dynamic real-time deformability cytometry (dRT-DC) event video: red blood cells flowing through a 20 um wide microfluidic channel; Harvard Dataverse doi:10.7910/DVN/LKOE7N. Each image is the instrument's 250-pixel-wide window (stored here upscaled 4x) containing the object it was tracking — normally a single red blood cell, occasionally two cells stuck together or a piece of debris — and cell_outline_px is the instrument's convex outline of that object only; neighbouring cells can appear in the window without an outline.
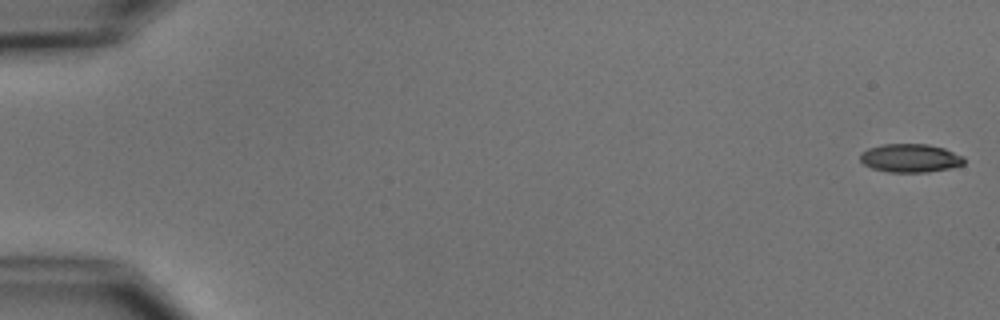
{"species": "common noctule bat (a hibernating species)", "species_latin": "Nyctalus noctula", "temperature_condition": "cold", "stored_images_in_passage": 6, "camera_frame_rate_fps": 3000, "um_per_image_px": 0.085, "animal": {"sex": "male", "body_mass_g": 15.6}, "frame": {"image": 1, "passage_image": 1, "time_ms": 0.0, "image_size_px": [1000, 320], "cell_outline_px": [[964, 164], [952, 168], [928, 172], [888, 172], [872, 168], [864, 164], [860, 160], [860, 152], [868, 148], [884, 144], [928, 144], [944, 148], [964, 156]], "centroid_in_image_um": [77.38, 13.44], "position_along_channel_um": 7.6, "area_um2": 17.34}}
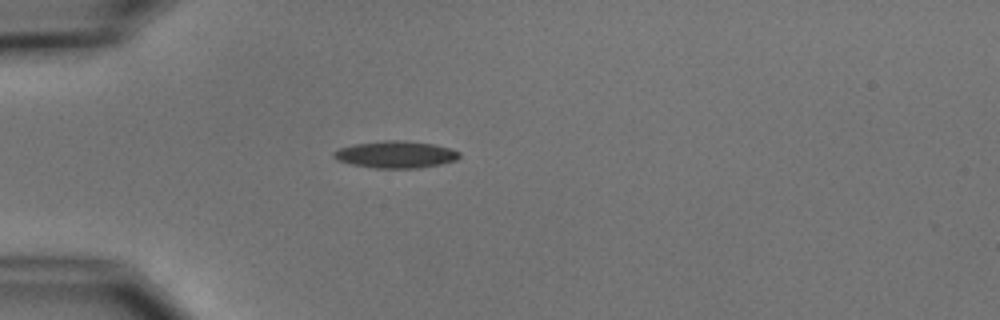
{"frame": {"image": 2, "passage_image": 5, "time_ms": 5.0, "image_size_px": [1000, 320], "cell_outline_px": [[460, 156], [456, 160], [440, 164], [420, 168], [372, 168], [352, 164], [336, 160], [332, 156], [332, 152], [340, 148], [352, 144], [384, 140], [404, 140], [432, 144], [452, 148], [460, 152]], "centroid_in_image_um": [33.62, 13.13], "position_along_channel_um": 51.4, "area_um2": 19.94}}